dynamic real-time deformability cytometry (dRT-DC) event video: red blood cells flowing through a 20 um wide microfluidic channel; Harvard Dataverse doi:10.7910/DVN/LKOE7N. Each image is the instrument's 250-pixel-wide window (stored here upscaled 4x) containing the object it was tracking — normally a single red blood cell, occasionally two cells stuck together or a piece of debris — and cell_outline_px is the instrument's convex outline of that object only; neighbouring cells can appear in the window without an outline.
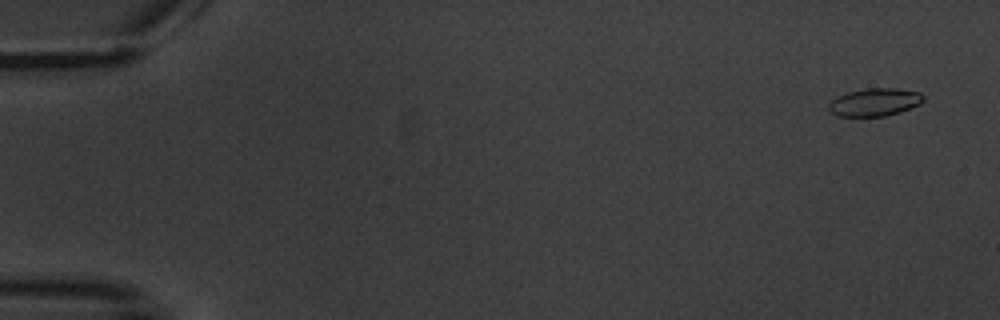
{"species": "common noctule bat (a hibernating species)", "species_latin": "Nyctalus noctula", "temperature_condition": "warm", "stored_images_in_passage": 6, "camera_frame_rate_fps": 3000, "um_per_image_px": 0.085, "animal": {"sex": "male", "body_mass_g": 20.1, "forearm_length_mm": 53.5}, "frame": {"image": 1, "passage_image": 1, "time_ms": 0.0, "image_size_px": [1000, 320], "cell_outline_px": [[924, 100], [920, 104], [900, 112], [884, 116], [840, 116], [828, 112], [828, 104], [832, 100], [848, 92], [864, 88], [896, 88], [920, 92], [924, 96]], "centroid_in_image_um": [74.36, 8.68], "position_along_channel_um": 10.6, "area_um2": 15.37}}